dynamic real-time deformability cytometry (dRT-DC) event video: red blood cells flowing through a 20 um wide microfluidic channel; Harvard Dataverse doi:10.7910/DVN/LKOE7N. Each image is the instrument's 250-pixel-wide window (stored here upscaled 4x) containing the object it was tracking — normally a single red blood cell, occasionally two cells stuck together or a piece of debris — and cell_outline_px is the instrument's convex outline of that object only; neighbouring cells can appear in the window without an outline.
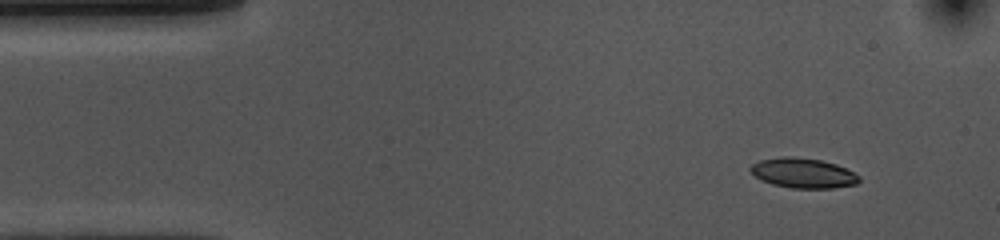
{"species": "common noctule bat (a hibernating species)", "species_latin": "Nyctalus noctula", "temperature_condition": "cold", "stored_images_in_passage": 51, "camera_frame_rate_fps": 3000, "um_per_image_px": 0.085, "animal": {"sex": "female", "body_mass_g": 10.0, "forearm_length_mm": 53.1}, "frame": {"image": 1, "passage_image": 1, "time_ms": 0.0, "image_size_px": [1000, 240], "cell_outline_px": [[860, 180], [856, 184], [832, 188], [792, 188], [772, 184], [756, 176], [748, 168], [752, 164], [760, 160], [780, 156], [792, 156], [820, 160], [836, 164], [860, 176]], "centroid_in_image_um": [68.26, 14.7], "position_along_channel_um": 16.7, "area_um2": 18.79}}
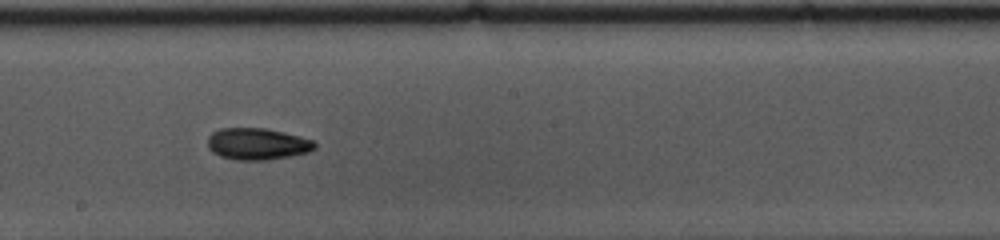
{"frame": {"image": 2, "passage_image": 25, "time_ms": 8.0, "image_size_px": [1000, 240], "cell_outline_px": [[316, 148], [308, 152], [268, 160], [236, 160], [220, 156], [212, 152], [208, 148], [208, 136], [212, 132], [220, 128], [268, 128], [300, 136], [312, 140], [316, 144]], "centroid_in_image_um": [21.85, 12.23], "position_along_channel_um": 226.3, "area_um2": 19.88}}
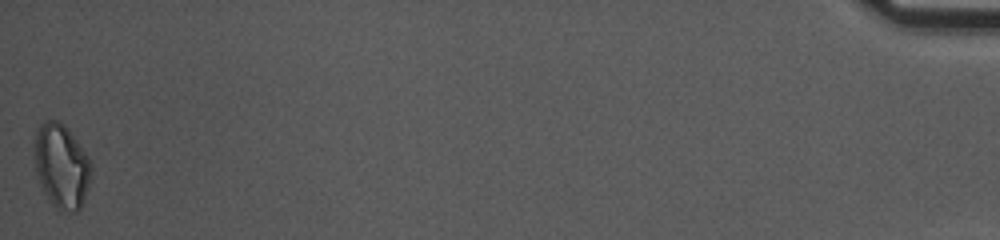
{"frame": {"image": 3, "passage_image": 51, "time_ms": 16.667, "image_size_px": [1000, 240], "cell_outline_px": [[92, 172], [88, 188], [84, 200], [80, 208], [76, 212], [56, 212], [44, 192], [40, 184], [36, 172], [32, 148], [32, 144], [36, 132], [40, 124], [44, 120], [60, 120], [68, 128], [88, 156], [92, 164]], "centroid_in_image_um": [5.21, 14.12], "position_along_channel_um": 430.0, "area_um2": 28.73}, "authors_computed_cell_mechanics": {"area_um2": 19.2474, "velocity_mm_per_s": 3.542, "shape_relaxation_time_tau1_ms": 9.4948, "shape_relaxation_time_tau2_ms": null, "deformation_change_tau1": 0.1565, "deformation_change_tau2": null}}